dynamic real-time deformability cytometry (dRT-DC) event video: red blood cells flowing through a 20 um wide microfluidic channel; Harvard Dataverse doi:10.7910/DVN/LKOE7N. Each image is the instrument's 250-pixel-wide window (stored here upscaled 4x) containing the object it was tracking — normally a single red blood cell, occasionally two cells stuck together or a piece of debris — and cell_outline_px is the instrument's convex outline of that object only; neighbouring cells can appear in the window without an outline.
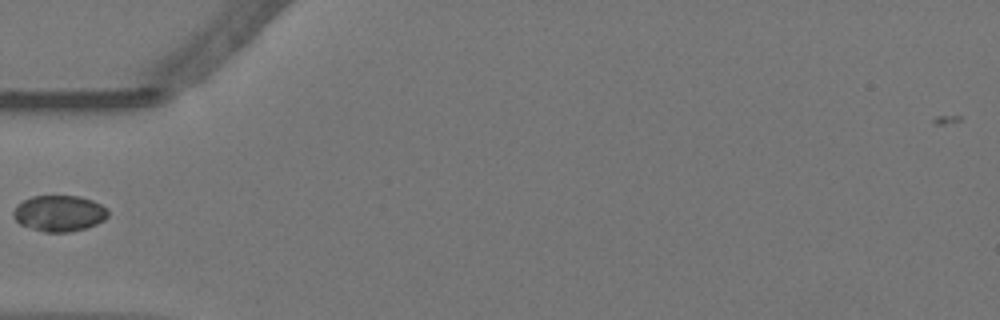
{"species": "Egyptian fruit bat (a non-hibernating species)", "species_latin": "Rousettus aegyptiacus", "temperature_condition": "warm", "stored_images_in_passage": 24, "camera_frame_rate_fps": 3000, "um_per_image_px": 0.085, "animal": {"sex": "female"}, "frame": {"image": 1, "passage_image": 1, "time_ms": 0.0, "image_size_px": [1000, 320], "cell_outline_px": [[108, 216], [104, 220], [96, 224], [84, 228], [68, 232], [44, 232], [20, 224], [12, 216], [12, 212], [16, 204], [32, 196], [80, 196], [92, 200], [108, 208]], "centroid_in_image_um": [5.02, 18.12], "position_along_channel_um": 80.0, "area_um2": 19.94}}